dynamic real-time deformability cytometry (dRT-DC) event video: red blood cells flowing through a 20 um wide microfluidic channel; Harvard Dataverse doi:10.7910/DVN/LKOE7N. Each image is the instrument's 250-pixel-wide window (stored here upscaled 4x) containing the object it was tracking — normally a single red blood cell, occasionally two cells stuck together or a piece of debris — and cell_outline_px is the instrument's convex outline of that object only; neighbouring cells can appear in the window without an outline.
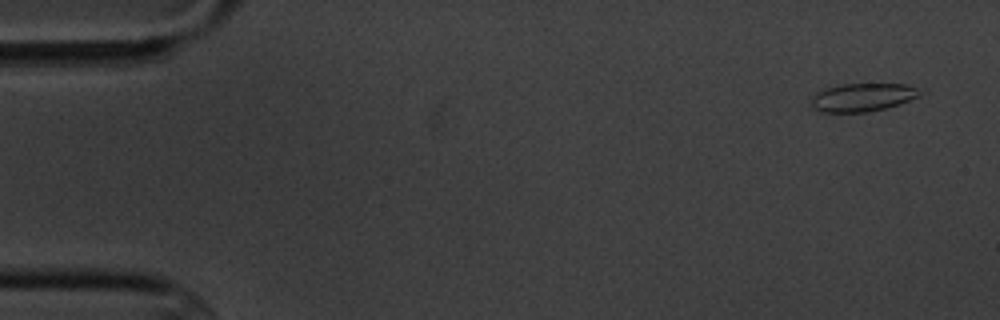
{"species": "common noctule bat (a hibernating species)", "species_latin": "Nyctalus noctula", "temperature_condition": "cold", "stored_images_in_passage": 5, "camera_frame_rate_fps": 3000, "um_per_image_px": 0.085, "animal": {"sex": "male", "body_mass_g": 20.1, "forearm_length_mm": 53.5}, "frame": {"image": 1, "passage_image": 1, "time_ms": 0.0, "image_size_px": [1000, 320], "cell_outline_px": [[924, 92], [920, 96], [900, 104], [884, 108], [864, 112], [820, 112], [808, 108], [812, 96], [816, 92], [824, 88], [840, 84], [908, 84]], "centroid_in_image_um": [73.26, 8.27], "position_along_channel_um": 11.7, "area_um2": 18.21}}
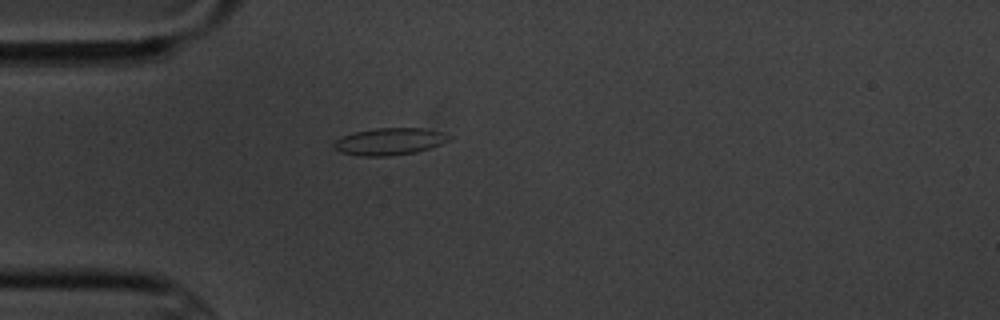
{"frame": {"image": 2, "passage_image": 5, "time_ms": 4.333, "image_size_px": [1000, 320], "cell_outline_px": [[452, 136], [448, 140], [440, 144], [416, 152], [388, 156], [360, 156], [340, 152], [332, 148], [332, 144], [336, 140], [344, 136], [356, 132], [376, 128], [424, 128], [440, 132]], "centroid_in_image_um": [33.07, 12.03], "position_along_channel_um": 51.9, "area_um2": 17.98}}